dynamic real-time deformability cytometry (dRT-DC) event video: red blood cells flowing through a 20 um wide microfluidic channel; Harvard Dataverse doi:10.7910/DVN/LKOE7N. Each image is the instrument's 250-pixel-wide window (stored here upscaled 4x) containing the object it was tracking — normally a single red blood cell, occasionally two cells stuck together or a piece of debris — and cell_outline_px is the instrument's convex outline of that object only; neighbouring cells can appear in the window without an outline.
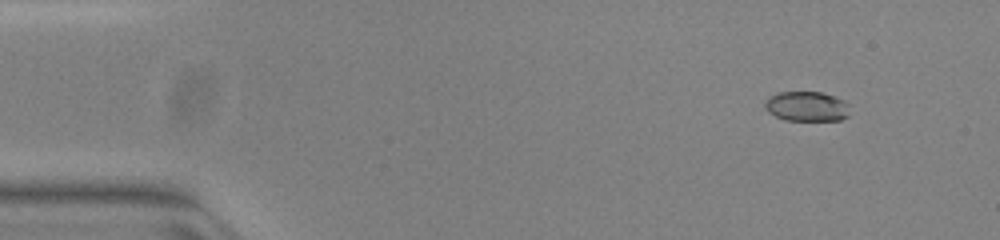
{"species": "common noctule bat (a hibernating species)", "species_latin": "Nyctalus noctula", "temperature_condition": "warm", "stored_images_in_passage": 48, "camera_frame_rate_fps": 3000, "um_per_image_px": 0.085, "animal": {"sex": "female", "body_mass_g": 23.0, "forearm_length_mm": 53.4}, "frame": {"image": 1, "passage_image": 1, "time_ms": 0.0, "image_size_px": [1000, 240], "cell_outline_px": [[848, 116], [840, 120], [784, 120], [768, 112], [764, 108], [764, 100], [780, 92], [820, 92], [844, 100], [848, 104]], "centroid_in_image_um": [68.55, 9.05], "position_along_channel_um": 16.5, "area_um2": 14.68}}
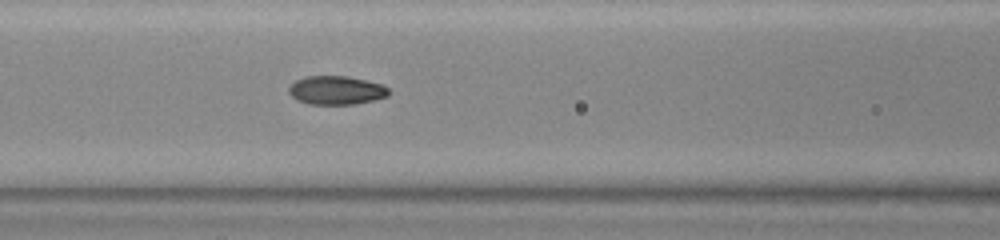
{"frame": {"image": 2, "passage_image": 18, "time_ms": 5.667, "image_size_px": [1000, 240], "cell_outline_px": [[388, 96], [356, 104], [308, 104], [296, 100], [288, 92], [288, 88], [296, 80], [304, 76], [348, 76], [380, 84], [388, 88]], "centroid_in_image_um": [28.54, 7.67], "position_along_channel_um": 138.1, "area_um2": 16.59}}
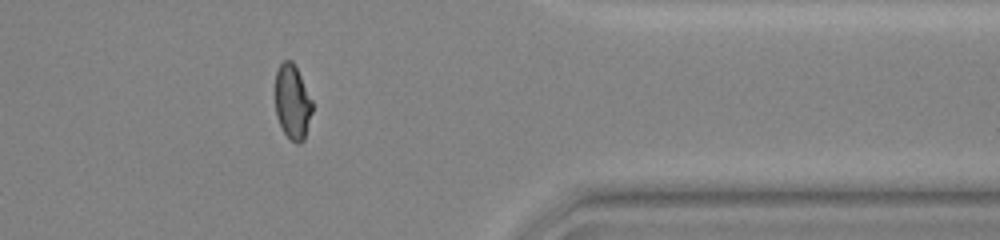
{"frame": {"image": 3, "passage_image": 38, "time_ms": 12.333, "image_size_px": [1000, 240], "cell_outline_px": [[312, 112], [304, 140], [300, 144], [296, 144], [284, 132], [276, 116], [276, 72], [280, 64], [284, 60], [292, 60], [312, 100]], "centroid_in_image_um": [24.86, 8.69], "position_along_channel_um": 386.5, "area_um2": 15.9}, "authors_computed_cell_mechanics": {"area_um2": 16.6464, "velocity_mm_per_s": 3.9858, "shape_relaxation_time_tau1_ms": 10.3154, "shape_relaxation_time_tau2_ms": null, "deformation_change_tau1": 0.3013, "deformation_change_tau2": null}}